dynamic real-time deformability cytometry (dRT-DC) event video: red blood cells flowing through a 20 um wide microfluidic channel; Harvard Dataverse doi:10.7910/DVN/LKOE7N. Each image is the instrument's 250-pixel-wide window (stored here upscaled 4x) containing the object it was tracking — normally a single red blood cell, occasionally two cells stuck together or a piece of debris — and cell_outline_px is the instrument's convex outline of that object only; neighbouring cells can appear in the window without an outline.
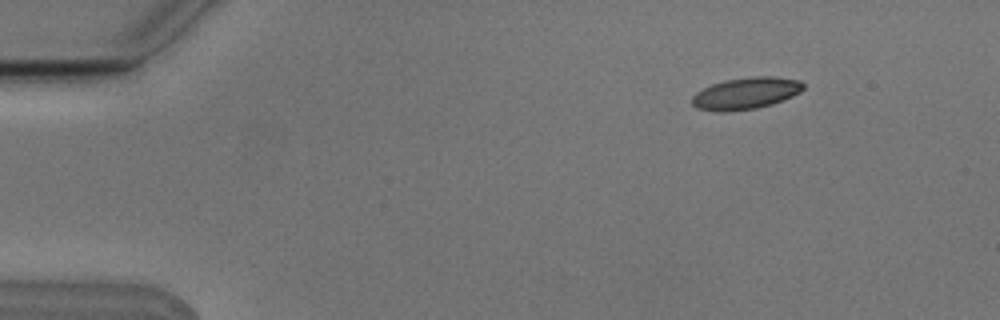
{"species": "Egyptian fruit bat (a non-hibernating species)", "species_latin": "Rousettus aegyptiacus", "temperature_condition": "cold", "stored_images_in_passage": 3, "camera_frame_rate_fps": 3000, "um_per_image_px": 0.085, "animal": {"sex": "male"}, "frame": {"image": 1, "passage_image": 1, "time_ms": 0.0, "image_size_px": [1000, 320], "cell_outline_px": [[804, 88], [800, 92], [784, 100], [772, 104], [756, 108], [724, 112], [720, 112], [696, 108], [692, 104], [692, 96], [696, 92], [712, 84], [724, 80], [756, 76], [772, 76], [800, 80], [804, 84]], "centroid_in_image_um": [63.4, 7.93], "position_along_channel_um": 21.6, "area_um2": 20.63}}